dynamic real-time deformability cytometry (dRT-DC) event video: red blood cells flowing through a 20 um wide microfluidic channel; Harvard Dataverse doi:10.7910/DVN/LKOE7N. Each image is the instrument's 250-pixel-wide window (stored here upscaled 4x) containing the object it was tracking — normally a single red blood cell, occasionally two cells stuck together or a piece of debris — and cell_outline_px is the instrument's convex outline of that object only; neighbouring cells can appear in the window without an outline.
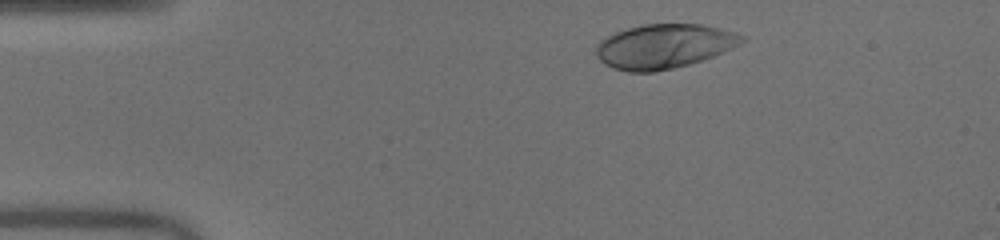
{"species": "human", "species_latin": "Homo sapiens", "temperature_condition": "warm", "stored_images_in_passage": 36, "camera_frame_rate_fps": 3000, "um_per_image_px": 0.085, "donor": {"sex": "male"}, "frame": {"image": 1, "passage_image": 4, "time_ms": 1.0, "image_size_px": [1000, 240], "cell_outline_px": [[748, 36], [744, 40], [712, 56], [688, 64], [656, 72], [628, 72], [612, 68], [604, 64], [596, 56], [596, 44], [600, 40], [616, 32], [640, 24], [700, 24], [720, 28], [736, 32]], "centroid_in_image_um": [56.38, 3.93], "position_along_channel_um": 28.6, "area_um2": 37.45}}
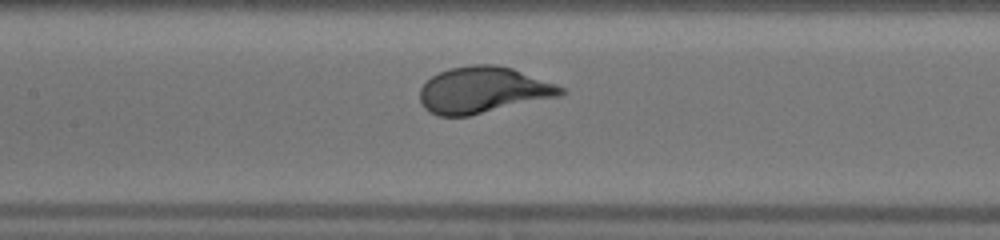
{"frame": {"image": 2, "passage_image": 19, "time_ms": 6.0, "image_size_px": [1000, 240], "cell_outline_px": [[568, 92], [560, 96], [468, 116], [436, 116], [428, 112], [424, 108], [420, 100], [420, 88], [432, 76], [448, 68], [472, 64], [492, 64], [512, 68], [568, 88]], "centroid_in_image_um": [41.08, 7.65], "position_along_channel_um": 166.3, "area_um2": 38.26}}
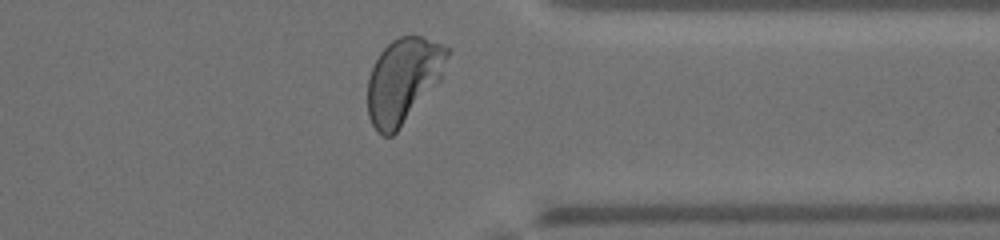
{"frame": {"image": 3, "passage_image": 35, "time_ms": 11.333, "image_size_px": [1000, 240], "cell_outline_px": [[448, 56], [440, 80], [396, 132], [392, 136], [380, 136], [376, 132], [368, 116], [368, 76], [380, 52], [392, 40], [400, 36], [420, 36], [440, 44], [448, 48]], "centroid_in_image_um": [34.24, 6.85], "position_along_channel_um": 377.2, "area_um2": 38.96}, "authors_computed_cell_mechanics": {"area_um2": 37.4544, "velocity_mm_per_s": 4.0402, "shape_relaxation_time_tau1_ms": 2.0609, "shape_relaxation_time_tau2_ms": null, "deformation_change_tau1": 0.1691, "deformation_change_tau2": null}}